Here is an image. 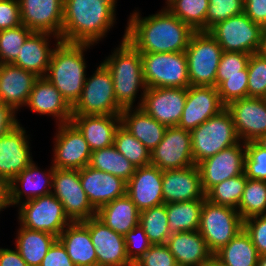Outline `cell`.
Returning <instances> with one entry per match:
<instances>
[{
	"label": "cell",
	"instance_id": "cell-55",
	"mask_svg": "<svg viewBox=\"0 0 266 266\" xmlns=\"http://www.w3.org/2000/svg\"><path fill=\"white\" fill-rule=\"evenodd\" d=\"M16 116L17 112L11 106L0 102V137L20 123Z\"/></svg>",
	"mask_w": 266,
	"mask_h": 266
},
{
	"label": "cell",
	"instance_id": "cell-16",
	"mask_svg": "<svg viewBox=\"0 0 266 266\" xmlns=\"http://www.w3.org/2000/svg\"><path fill=\"white\" fill-rule=\"evenodd\" d=\"M29 140L20 123L0 137V180L9 184L33 162Z\"/></svg>",
	"mask_w": 266,
	"mask_h": 266
},
{
	"label": "cell",
	"instance_id": "cell-44",
	"mask_svg": "<svg viewBox=\"0 0 266 266\" xmlns=\"http://www.w3.org/2000/svg\"><path fill=\"white\" fill-rule=\"evenodd\" d=\"M247 70L248 97L266 98V58L259 53L251 54Z\"/></svg>",
	"mask_w": 266,
	"mask_h": 266
},
{
	"label": "cell",
	"instance_id": "cell-26",
	"mask_svg": "<svg viewBox=\"0 0 266 266\" xmlns=\"http://www.w3.org/2000/svg\"><path fill=\"white\" fill-rule=\"evenodd\" d=\"M39 77L13 64H0V102L17 113L26 106L29 95Z\"/></svg>",
	"mask_w": 266,
	"mask_h": 266
},
{
	"label": "cell",
	"instance_id": "cell-3",
	"mask_svg": "<svg viewBox=\"0 0 266 266\" xmlns=\"http://www.w3.org/2000/svg\"><path fill=\"white\" fill-rule=\"evenodd\" d=\"M122 36L118 47L102 63L110 71L118 106L123 110L142 105L147 86L144 80L141 53ZM140 90V100L134 106Z\"/></svg>",
	"mask_w": 266,
	"mask_h": 266
},
{
	"label": "cell",
	"instance_id": "cell-17",
	"mask_svg": "<svg viewBox=\"0 0 266 266\" xmlns=\"http://www.w3.org/2000/svg\"><path fill=\"white\" fill-rule=\"evenodd\" d=\"M89 230L97 255V266H133L126 253L124 236L96 216L82 222Z\"/></svg>",
	"mask_w": 266,
	"mask_h": 266
},
{
	"label": "cell",
	"instance_id": "cell-34",
	"mask_svg": "<svg viewBox=\"0 0 266 266\" xmlns=\"http://www.w3.org/2000/svg\"><path fill=\"white\" fill-rule=\"evenodd\" d=\"M16 234L15 248L29 266H40L49 248L57 239L50 233L21 226L17 229Z\"/></svg>",
	"mask_w": 266,
	"mask_h": 266
},
{
	"label": "cell",
	"instance_id": "cell-20",
	"mask_svg": "<svg viewBox=\"0 0 266 266\" xmlns=\"http://www.w3.org/2000/svg\"><path fill=\"white\" fill-rule=\"evenodd\" d=\"M225 108L216 87L190 85L187 88L182 117L177 126L191 131Z\"/></svg>",
	"mask_w": 266,
	"mask_h": 266
},
{
	"label": "cell",
	"instance_id": "cell-57",
	"mask_svg": "<svg viewBox=\"0 0 266 266\" xmlns=\"http://www.w3.org/2000/svg\"><path fill=\"white\" fill-rule=\"evenodd\" d=\"M9 208V193H8V183L3 180H0V213Z\"/></svg>",
	"mask_w": 266,
	"mask_h": 266
},
{
	"label": "cell",
	"instance_id": "cell-37",
	"mask_svg": "<svg viewBox=\"0 0 266 266\" xmlns=\"http://www.w3.org/2000/svg\"><path fill=\"white\" fill-rule=\"evenodd\" d=\"M91 168L120 177L128 182L135 167L113 145L92 151L89 165Z\"/></svg>",
	"mask_w": 266,
	"mask_h": 266
},
{
	"label": "cell",
	"instance_id": "cell-30",
	"mask_svg": "<svg viewBox=\"0 0 266 266\" xmlns=\"http://www.w3.org/2000/svg\"><path fill=\"white\" fill-rule=\"evenodd\" d=\"M166 245L178 265L204 266L213 257L198 230L171 233Z\"/></svg>",
	"mask_w": 266,
	"mask_h": 266
},
{
	"label": "cell",
	"instance_id": "cell-61",
	"mask_svg": "<svg viewBox=\"0 0 266 266\" xmlns=\"http://www.w3.org/2000/svg\"><path fill=\"white\" fill-rule=\"evenodd\" d=\"M257 266H266V255L259 256Z\"/></svg>",
	"mask_w": 266,
	"mask_h": 266
},
{
	"label": "cell",
	"instance_id": "cell-48",
	"mask_svg": "<svg viewBox=\"0 0 266 266\" xmlns=\"http://www.w3.org/2000/svg\"><path fill=\"white\" fill-rule=\"evenodd\" d=\"M250 54L233 51H223L215 79L217 88L223 81L224 76L243 75V70L247 67Z\"/></svg>",
	"mask_w": 266,
	"mask_h": 266
},
{
	"label": "cell",
	"instance_id": "cell-8",
	"mask_svg": "<svg viewBox=\"0 0 266 266\" xmlns=\"http://www.w3.org/2000/svg\"><path fill=\"white\" fill-rule=\"evenodd\" d=\"M144 80L147 88H188L185 52L141 53Z\"/></svg>",
	"mask_w": 266,
	"mask_h": 266
},
{
	"label": "cell",
	"instance_id": "cell-39",
	"mask_svg": "<svg viewBox=\"0 0 266 266\" xmlns=\"http://www.w3.org/2000/svg\"><path fill=\"white\" fill-rule=\"evenodd\" d=\"M237 211L243 221L253 216L266 215V181L247 178Z\"/></svg>",
	"mask_w": 266,
	"mask_h": 266
},
{
	"label": "cell",
	"instance_id": "cell-53",
	"mask_svg": "<svg viewBox=\"0 0 266 266\" xmlns=\"http://www.w3.org/2000/svg\"><path fill=\"white\" fill-rule=\"evenodd\" d=\"M40 266H75L67 254L66 248L57 238L49 248Z\"/></svg>",
	"mask_w": 266,
	"mask_h": 266
},
{
	"label": "cell",
	"instance_id": "cell-45",
	"mask_svg": "<svg viewBox=\"0 0 266 266\" xmlns=\"http://www.w3.org/2000/svg\"><path fill=\"white\" fill-rule=\"evenodd\" d=\"M243 12V0H209L205 31H209L217 23Z\"/></svg>",
	"mask_w": 266,
	"mask_h": 266
},
{
	"label": "cell",
	"instance_id": "cell-38",
	"mask_svg": "<svg viewBox=\"0 0 266 266\" xmlns=\"http://www.w3.org/2000/svg\"><path fill=\"white\" fill-rule=\"evenodd\" d=\"M166 8L194 31H205L209 0H168Z\"/></svg>",
	"mask_w": 266,
	"mask_h": 266
},
{
	"label": "cell",
	"instance_id": "cell-21",
	"mask_svg": "<svg viewBox=\"0 0 266 266\" xmlns=\"http://www.w3.org/2000/svg\"><path fill=\"white\" fill-rule=\"evenodd\" d=\"M22 24L33 32L61 39L64 0H18Z\"/></svg>",
	"mask_w": 266,
	"mask_h": 266
},
{
	"label": "cell",
	"instance_id": "cell-35",
	"mask_svg": "<svg viewBox=\"0 0 266 266\" xmlns=\"http://www.w3.org/2000/svg\"><path fill=\"white\" fill-rule=\"evenodd\" d=\"M213 257L223 266H257L259 254L243 228Z\"/></svg>",
	"mask_w": 266,
	"mask_h": 266
},
{
	"label": "cell",
	"instance_id": "cell-33",
	"mask_svg": "<svg viewBox=\"0 0 266 266\" xmlns=\"http://www.w3.org/2000/svg\"><path fill=\"white\" fill-rule=\"evenodd\" d=\"M96 217L120 235L139 225L140 211L127 194L105 204L96 211Z\"/></svg>",
	"mask_w": 266,
	"mask_h": 266
},
{
	"label": "cell",
	"instance_id": "cell-10",
	"mask_svg": "<svg viewBox=\"0 0 266 266\" xmlns=\"http://www.w3.org/2000/svg\"><path fill=\"white\" fill-rule=\"evenodd\" d=\"M18 222L21 227L44 231L57 238L71 223L62 203L51 193L18 205Z\"/></svg>",
	"mask_w": 266,
	"mask_h": 266
},
{
	"label": "cell",
	"instance_id": "cell-54",
	"mask_svg": "<svg viewBox=\"0 0 266 266\" xmlns=\"http://www.w3.org/2000/svg\"><path fill=\"white\" fill-rule=\"evenodd\" d=\"M244 13L254 23L266 26V0H244Z\"/></svg>",
	"mask_w": 266,
	"mask_h": 266
},
{
	"label": "cell",
	"instance_id": "cell-22",
	"mask_svg": "<svg viewBox=\"0 0 266 266\" xmlns=\"http://www.w3.org/2000/svg\"><path fill=\"white\" fill-rule=\"evenodd\" d=\"M40 169L33 161L8 184L9 206L52 193L54 167L51 164L47 171Z\"/></svg>",
	"mask_w": 266,
	"mask_h": 266
},
{
	"label": "cell",
	"instance_id": "cell-42",
	"mask_svg": "<svg viewBox=\"0 0 266 266\" xmlns=\"http://www.w3.org/2000/svg\"><path fill=\"white\" fill-rule=\"evenodd\" d=\"M246 182L247 177L244 173L231 177L212 187L205 194L206 199L217 205L229 206L237 209L241 201Z\"/></svg>",
	"mask_w": 266,
	"mask_h": 266
},
{
	"label": "cell",
	"instance_id": "cell-13",
	"mask_svg": "<svg viewBox=\"0 0 266 266\" xmlns=\"http://www.w3.org/2000/svg\"><path fill=\"white\" fill-rule=\"evenodd\" d=\"M56 126L52 166L68 170H80L88 166L92 151L79 129L72 122Z\"/></svg>",
	"mask_w": 266,
	"mask_h": 266
},
{
	"label": "cell",
	"instance_id": "cell-18",
	"mask_svg": "<svg viewBox=\"0 0 266 266\" xmlns=\"http://www.w3.org/2000/svg\"><path fill=\"white\" fill-rule=\"evenodd\" d=\"M187 88H147L141 108L159 123L173 127L181 120Z\"/></svg>",
	"mask_w": 266,
	"mask_h": 266
},
{
	"label": "cell",
	"instance_id": "cell-2",
	"mask_svg": "<svg viewBox=\"0 0 266 266\" xmlns=\"http://www.w3.org/2000/svg\"><path fill=\"white\" fill-rule=\"evenodd\" d=\"M117 0H64L61 41L98 44L116 23Z\"/></svg>",
	"mask_w": 266,
	"mask_h": 266
},
{
	"label": "cell",
	"instance_id": "cell-23",
	"mask_svg": "<svg viewBox=\"0 0 266 266\" xmlns=\"http://www.w3.org/2000/svg\"><path fill=\"white\" fill-rule=\"evenodd\" d=\"M162 193L164 204L206 198L201 185V174L196 164L163 171Z\"/></svg>",
	"mask_w": 266,
	"mask_h": 266
},
{
	"label": "cell",
	"instance_id": "cell-50",
	"mask_svg": "<svg viewBox=\"0 0 266 266\" xmlns=\"http://www.w3.org/2000/svg\"><path fill=\"white\" fill-rule=\"evenodd\" d=\"M174 255L166 244L152 245L133 266H176Z\"/></svg>",
	"mask_w": 266,
	"mask_h": 266
},
{
	"label": "cell",
	"instance_id": "cell-46",
	"mask_svg": "<svg viewBox=\"0 0 266 266\" xmlns=\"http://www.w3.org/2000/svg\"><path fill=\"white\" fill-rule=\"evenodd\" d=\"M244 174L249 179L266 181V149L256 141L245 142Z\"/></svg>",
	"mask_w": 266,
	"mask_h": 266
},
{
	"label": "cell",
	"instance_id": "cell-52",
	"mask_svg": "<svg viewBox=\"0 0 266 266\" xmlns=\"http://www.w3.org/2000/svg\"><path fill=\"white\" fill-rule=\"evenodd\" d=\"M22 25L18 0H0V31Z\"/></svg>",
	"mask_w": 266,
	"mask_h": 266
},
{
	"label": "cell",
	"instance_id": "cell-5",
	"mask_svg": "<svg viewBox=\"0 0 266 266\" xmlns=\"http://www.w3.org/2000/svg\"><path fill=\"white\" fill-rule=\"evenodd\" d=\"M194 164L240 142L230 112L225 108L190 131Z\"/></svg>",
	"mask_w": 266,
	"mask_h": 266
},
{
	"label": "cell",
	"instance_id": "cell-60",
	"mask_svg": "<svg viewBox=\"0 0 266 266\" xmlns=\"http://www.w3.org/2000/svg\"><path fill=\"white\" fill-rule=\"evenodd\" d=\"M256 142L261 146L263 147L264 149H266V134L260 136Z\"/></svg>",
	"mask_w": 266,
	"mask_h": 266
},
{
	"label": "cell",
	"instance_id": "cell-43",
	"mask_svg": "<svg viewBox=\"0 0 266 266\" xmlns=\"http://www.w3.org/2000/svg\"><path fill=\"white\" fill-rule=\"evenodd\" d=\"M33 33L23 24L0 31V64H13L17 60L21 46Z\"/></svg>",
	"mask_w": 266,
	"mask_h": 266
},
{
	"label": "cell",
	"instance_id": "cell-6",
	"mask_svg": "<svg viewBox=\"0 0 266 266\" xmlns=\"http://www.w3.org/2000/svg\"><path fill=\"white\" fill-rule=\"evenodd\" d=\"M184 52L190 85L215 87L223 50L209 31H195Z\"/></svg>",
	"mask_w": 266,
	"mask_h": 266
},
{
	"label": "cell",
	"instance_id": "cell-59",
	"mask_svg": "<svg viewBox=\"0 0 266 266\" xmlns=\"http://www.w3.org/2000/svg\"><path fill=\"white\" fill-rule=\"evenodd\" d=\"M204 266H223L217 259L212 257Z\"/></svg>",
	"mask_w": 266,
	"mask_h": 266
},
{
	"label": "cell",
	"instance_id": "cell-41",
	"mask_svg": "<svg viewBox=\"0 0 266 266\" xmlns=\"http://www.w3.org/2000/svg\"><path fill=\"white\" fill-rule=\"evenodd\" d=\"M114 146L135 168L151 164V153L121 124L115 132Z\"/></svg>",
	"mask_w": 266,
	"mask_h": 266
},
{
	"label": "cell",
	"instance_id": "cell-14",
	"mask_svg": "<svg viewBox=\"0 0 266 266\" xmlns=\"http://www.w3.org/2000/svg\"><path fill=\"white\" fill-rule=\"evenodd\" d=\"M245 157V142L240 141L201 161L197 166L201 174L203 192L206 194L216 184L243 174Z\"/></svg>",
	"mask_w": 266,
	"mask_h": 266
},
{
	"label": "cell",
	"instance_id": "cell-31",
	"mask_svg": "<svg viewBox=\"0 0 266 266\" xmlns=\"http://www.w3.org/2000/svg\"><path fill=\"white\" fill-rule=\"evenodd\" d=\"M121 125L151 153L161 142L167 126L148 115L141 107L123 109Z\"/></svg>",
	"mask_w": 266,
	"mask_h": 266
},
{
	"label": "cell",
	"instance_id": "cell-9",
	"mask_svg": "<svg viewBox=\"0 0 266 266\" xmlns=\"http://www.w3.org/2000/svg\"><path fill=\"white\" fill-rule=\"evenodd\" d=\"M242 229L243 220L237 209L204 199L198 231L213 255Z\"/></svg>",
	"mask_w": 266,
	"mask_h": 266
},
{
	"label": "cell",
	"instance_id": "cell-27",
	"mask_svg": "<svg viewBox=\"0 0 266 266\" xmlns=\"http://www.w3.org/2000/svg\"><path fill=\"white\" fill-rule=\"evenodd\" d=\"M25 107L40 115L53 116L56 125L71 122L72 107L45 77L35 82Z\"/></svg>",
	"mask_w": 266,
	"mask_h": 266
},
{
	"label": "cell",
	"instance_id": "cell-36",
	"mask_svg": "<svg viewBox=\"0 0 266 266\" xmlns=\"http://www.w3.org/2000/svg\"><path fill=\"white\" fill-rule=\"evenodd\" d=\"M204 200H190L166 204L168 226L171 233L197 231Z\"/></svg>",
	"mask_w": 266,
	"mask_h": 266
},
{
	"label": "cell",
	"instance_id": "cell-25",
	"mask_svg": "<svg viewBox=\"0 0 266 266\" xmlns=\"http://www.w3.org/2000/svg\"><path fill=\"white\" fill-rule=\"evenodd\" d=\"M81 186L97 211L118 197L126 194L127 182L120 177L85 166L79 170Z\"/></svg>",
	"mask_w": 266,
	"mask_h": 266
},
{
	"label": "cell",
	"instance_id": "cell-11",
	"mask_svg": "<svg viewBox=\"0 0 266 266\" xmlns=\"http://www.w3.org/2000/svg\"><path fill=\"white\" fill-rule=\"evenodd\" d=\"M263 27L254 23L243 12L214 25L209 33L223 51L258 53Z\"/></svg>",
	"mask_w": 266,
	"mask_h": 266
},
{
	"label": "cell",
	"instance_id": "cell-24",
	"mask_svg": "<svg viewBox=\"0 0 266 266\" xmlns=\"http://www.w3.org/2000/svg\"><path fill=\"white\" fill-rule=\"evenodd\" d=\"M163 171L147 165L135 169L127 182L126 194L141 212L164 204L162 193Z\"/></svg>",
	"mask_w": 266,
	"mask_h": 266
},
{
	"label": "cell",
	"instance_id": "cell-29",
	"mask_svg": "<svg viewBox=\"0 0 266 266\" xmlns=\"http://www.w3.org/2000/svg\"><path fill=\"white\" fill-rule=\"evenodd\" d=\"M71 122L79 129L91 151L114 144V136L121 124L120 115H72Z\"/></svg>",
	"mask_w": 266,
	"mask_h": 266
},
{
	"label": "cell",
	"instance_id": "cell-47",
	"mask_svg": "<svg viewBox=\"0 0 266 266\" xmlns=\"http://www.w3.org/2000/svg\"><path fill=\"white\" fill-rule=\"evenodd\" d=\"M248 70H243V75L224 76V81L217 87L222 103H229L248 97Z\"/></svg>",
	"mask_w": 266,
	"mask_h": 266
},
{
	"label": "cell",
	"instance_id": "cell-28",
	"mask_svg": "<svg viewBox=\"0 0 266 266\" xmlns=\"http://www.w3.org/2000/svg\"><path fill=\"white\" fill-rule=\"evenodd\" d=\"M51 38L55 39L53 48L49 45L51 44ZM60 41V37L53 34L33 32L21 46L17 60L13 65L32 72L38 77H44L47 73L53 50Z\"/></svg>",
	"mask_w": 266,
	"mask_h": 266
},
{
	"label": "cell",
	"instance_id": "cell-56",
	"mask_svg": "<svg viewBox=\"0 0 266 266\" xmlns=\"http://www.w3.org/2000/svg\"><path fill=\"white\" fill-rule=\"evenodd\" d=\"M0 266H29L15 248H0Z\"/></svg>",
	"mask_w": 266,
	"mask_h": 266
},
{
	"label": "cell",
	"instance_id": "cell-32",
	"mask_svg": "<svg viewBox=\"0 0 266 266\" xmlns=\"http://www.w3.org/2000/svg\"><path fill=\"white\" fill-rule=\"evenodd\" d=\"M58 239L75 266H97V255L89 230L82 222H71Z\"/></svg>",
	"mask_w": 266,
	"mask_h": 266
},
{
	"label": "cell",
	"instance_id": "cell-15",
	"mask_svg": "<svg viewBox=\"0 0 266 266\" xmlns=\"http://www.w3.org/2000/svg\"><path fill=\"white\" fill-rule=\"evenodd\" d=\"M151 165L162 171L194 165L190 131L167 127L161 142L151 152Z\"/></svg>",
	"mask_w": 266,
	"mask_h": 266
},
{
	"label": "cell",
	"instance_id": "cell-19",
	"mask_svg": "<svg viewBox=\"0 0 266 266\" xmlns=\"http://www.w3.org/2000/svg\"><path fill=\"white\" fill-rule=\"evenodd\" d=\"M242 142L256 141L266 134V98L246 97L226 106Z\"/></svg>",
	"mask_w": 266,
	"mask_h": 266
},
{
	"label": "cell",
	"instance_id": "cell-12",
	"mask_svg": "<svg viewBox=\"0 0 266 266\" xmlns=\"http://www.w3.org/2000/svg\"><path fill=\"white\" fill-rule=\"evenodd\" d=\"M52 194L62 203L71 222H83L96 216L81 186L79 170L54 168Z\"/></svg>",
	"mask_w": 266,
	"mask_h": 266
},
{
	"label": "cell",
	"instance_id": "cell-51",
	"mask_svg": "<svg viewBox=\"0 0 266 266\" xmlns=\"http://www.w3.org/2000/svg\"><path fill=\"white\" fill-rule=\"evenodd\" d=\"M243 228L251 237L259 256L266 255V215L253 216L244 220Z\"/></svg>",
	"mask_w": 266,
	"mask_h": 266
},
{
	"label": "cell",
	"instance_id": "cell-40",
	"mask_svg": "<svg viewBox=\"0 0 266 266\" xmlns=\"http://www.w3.org/2000/svg\"><path fill=\"white\" fill-rule=\"evenodd\" d=\"M139 224L153 245L167 243L171 232L168 226L166 204L141 211Z\"/></svg>",
	"mask_w": 266,
	"mask_h": 266
},
{
	"label": "cell",
	"instance_id": "cell-7",
	"mask_svg": "<svg viewBox=\"0 0 266 266\" xmlns=\"http://www.w3.org/2000/svg\"><path fill=\"white\" fill-rule=\"evenodd\" d=\"M85 79L80 99L72 107V115H120L110 71L101 62Z\"/></svg>",
	"mask_w": 266,
	"mask_h": 266
},
{
	"label": "cell",
	"instance_id": "cell-1",
	"mask_svg": "<svg viewBox=\"0 0 266 266\" xmlns=\"http://www.w3.org/2000/svg\"><path fill=\"white\" fill-rule=\"evenodd\" d=\"M124 32L140 53H168L184 52L195 31L164 6L156 14L145 17L134 10Z\"/></svg>",
	"mask_w": 266,
	"mask_h": 266
},
{
	"label": "cell",
	"instance_id": "cell-58",
	"mask_svg": "<svg viewBox=\"0 0 266 266\" xmlns=\"http://www.w3.org/2000/svg\"><path fill=\"white\" fill-rule=\"evenodd\" d=\"M258 53L261 56L266 58V26H264L263 29H262L261 43H260V47H259Z\"/></svg>",
	"mask_w": 266,
	"mask_h": 266
},
{
	"label": "cell",
	"instance_id": "cell-4",
	"mask_svg": "<svg viewBox=\"0 0 266 266\" xmlns=\"http://www.w3.org/2000/svg\"><path fill=\"white\" fill-rule=\"evenodd\" d=\"M94 46L86 43L60 41L53 50L44 76L73 107L80 99L87 76L84 52Z\"/></svg>",
	"mask_w": 266,
	"mask_h": 266
},
{
	"label": "cell",
	"instance_id": "cell-49",
	"mask_svg": "<svg viewBox=\"0 0 266 266\" xmlns=\"http://www.w3.org/2000/svg\"><path fill=\"white\" fill-rule=\"evenodd\" d=\"M124 240L127 256L133 264L153 245L140 224L125 234Z\"/></svg>",
	"mask_w": 266,
	"mask_h": 266
}]
</instances>
